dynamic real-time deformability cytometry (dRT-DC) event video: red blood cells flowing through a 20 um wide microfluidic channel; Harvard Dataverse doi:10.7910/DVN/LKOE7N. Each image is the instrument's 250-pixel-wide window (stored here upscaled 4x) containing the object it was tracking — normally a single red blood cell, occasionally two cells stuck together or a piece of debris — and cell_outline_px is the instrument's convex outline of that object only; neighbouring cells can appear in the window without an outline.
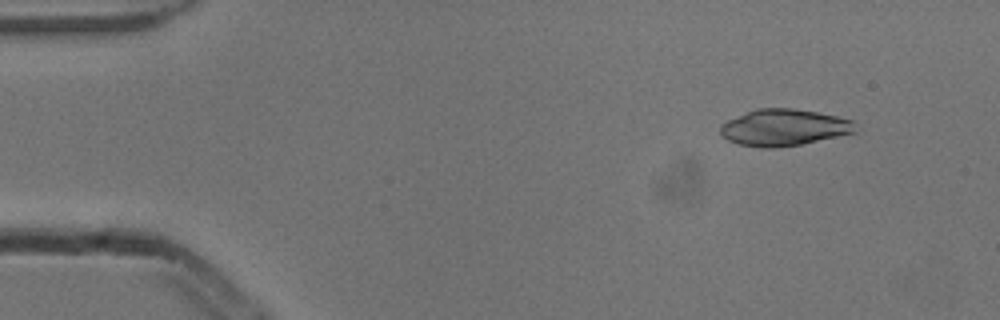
{"species": "common noctule bat (a hibernating species)", "species_latin": "Nyctalus noctula", "temperature_condition": "cold", "stored_images_in_passage": 52, "camera_frame_rate_fps": 3000, "um_per_image_px": 0.085, "animal": {"sex": "male", "body_mass_g": 13.3}, "frame": {"image": 1, "passage_image": 5, "time_ms": 1.333, "image_size_px": [1000, 320], "cell_outline_px": [[856, 132], [800, 144], [776, 148], [760, 148], [740, 144], [728, 140], [720, 132], [720, 124], [728, 120], [756, 108], [792, 108], [816, 112], [836, 116], [852, 120]], "centroid_in_image_um": [66.6, 10.84], "position_along_channel_um": 18.4, "area_um2": 28.5}}
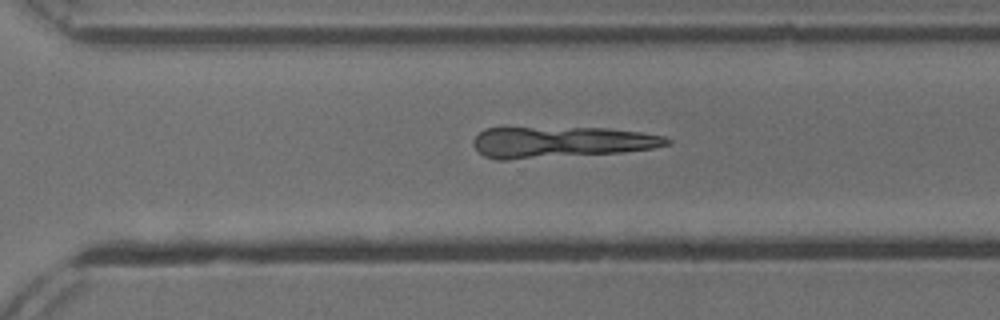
{"frame": {"image": 2, "passage_image": 36, "time_ms": 11.667, "image_size_px": [1000, 320], "cell_outline_px": [[672, 140], [668, 144], [652, 148], [620, 152], [508, 160], [496, 160], [484, 156], [472, 144], [472, 140], [484, 128], [608, 128], [640, 132], [664, 136]], "centroid_in_image_um": [47.65, 12.08], "position_along_channel_um": 323.0, "area_um2": 34.91}}
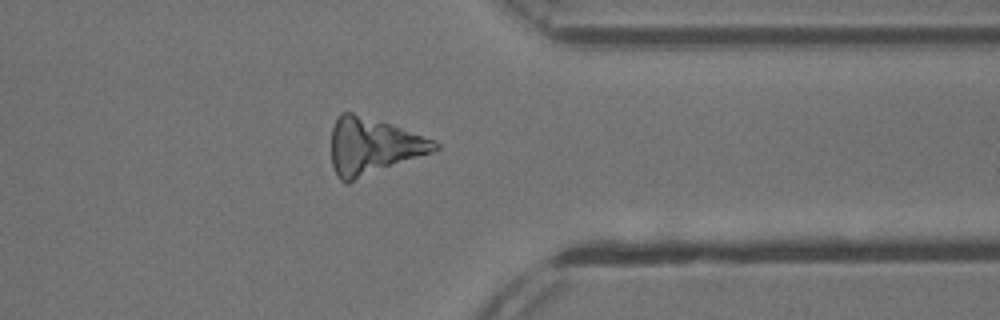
{"frame": {"image": 3, "passage_image": 41, "time_ms": 13.333, "image_size_px": [1000, 320], "cell_outline_px": [[440, 148], [432, 152], [348, 184], [344, 184], [336, 176], [332, 164], [332, 128], [340, 112], [352, 112], [400, 128], [432, 140], [440, 144]], "centroid_in_image_um": [31.66, 12.48], "position_along_channel_um": 379.7, "area_um2": 33.81}}